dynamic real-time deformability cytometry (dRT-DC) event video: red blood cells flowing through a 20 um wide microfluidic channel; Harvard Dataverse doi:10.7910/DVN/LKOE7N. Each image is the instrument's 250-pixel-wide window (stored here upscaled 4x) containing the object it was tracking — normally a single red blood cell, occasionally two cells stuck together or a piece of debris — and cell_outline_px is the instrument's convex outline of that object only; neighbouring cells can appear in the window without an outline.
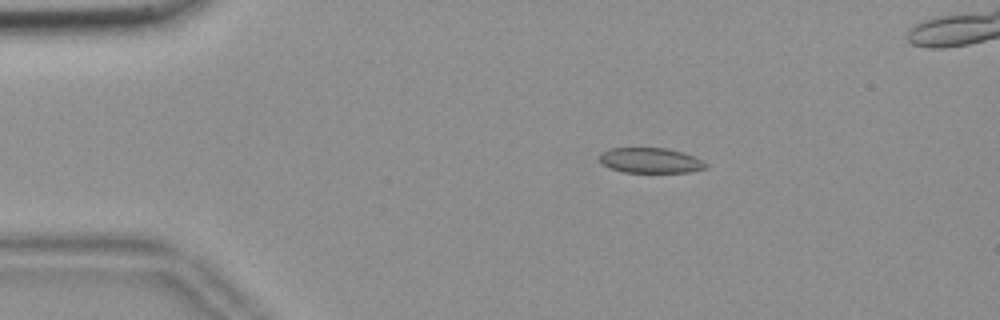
{"species": "common noctule bat (a hibernating species)", "species_latin": "Nyctalus noctula", "temperature_condition": "room temperature", "stored_images_in_passage": 56, "segment_of_instrument_passage": [1, 2], "camera_frame_rate_fps": 3000, "um_per_image_px": 0.085, "animal": {"sex": "female", "body_mass_g": 18.4}, "frame": {"image": 1, "passage_image": 10, "time_ms": 3.0, "image_size_px": [1000, 320], "cell_outline_px": [[708, 168], [688, 172], [624, 172], [600, 164], [600, 152], [608, 148], [664, 148], [680, 152], [692, 156], [708, 164]], "centroid_in_image_um": [55.25, 13.64], "position_along_channel_um": 29.8, "area_um2": 15.49}}
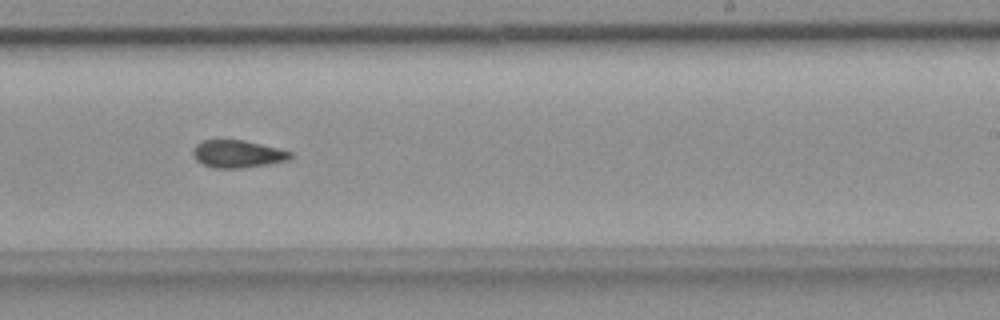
{"frame": {"image": 2, "passage_image": 34, "time_ms": 11.0, "image_size_px": [1000, 320], "cell_outline_px": [[292, 156], [288, 160], [268, 164], [240, 168], [212, 168], [196, 160], [192, 152], [192, 148], [200, 140], [244, 140], [292, 152]], "centroid_in_image_um": [20.15, 13.08], "position_along_channel_um": 268.9, "area_um2": 15.55}}
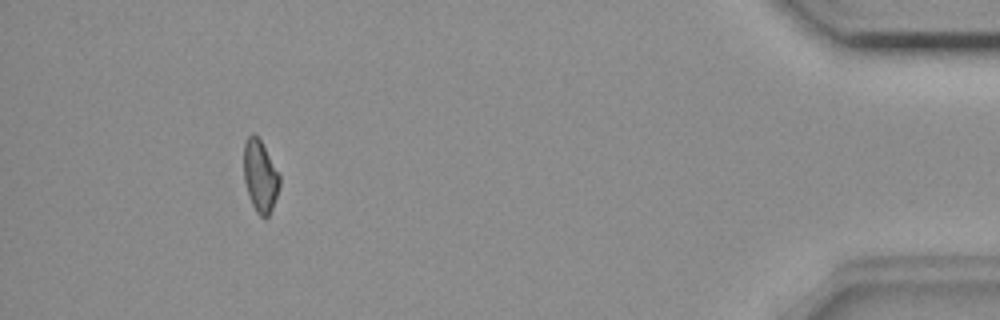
{"frame": {"image": 3, "passage_image": 51, "time_ms": 16.667, "image_size_px": [1000, 320], "cell_outline_px": [[280, 184], [272, 208], [268, 216], [264, 220], [256, 212], [252, 204], [244, 180], [244, 140], [252, 132], [260, 140], [280, 176]], "centroid_in_image_um": [22.1, 14.98], "position_along_channel_um": 413.1, "area_um2": 14.8}}